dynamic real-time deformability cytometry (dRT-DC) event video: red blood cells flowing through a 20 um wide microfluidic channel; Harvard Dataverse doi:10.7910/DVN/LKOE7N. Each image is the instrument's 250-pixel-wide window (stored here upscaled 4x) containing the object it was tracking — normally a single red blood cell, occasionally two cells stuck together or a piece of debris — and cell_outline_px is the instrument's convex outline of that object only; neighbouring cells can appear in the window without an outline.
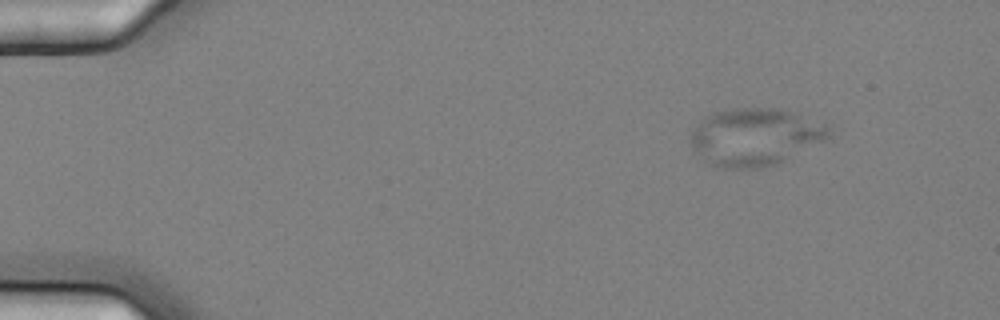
{"species": "common noctule bat (a hibernating species)", "species_latin": "Nyctalus noctula", "temperature_condition": "cold", "stored_images_in_passage": 5, "camera_frame_rate_fps": 3000, "um_per_image_px": 0.085, "animal": {"sex": "female", "body_mass_g": 25.1}, "frame": {"image": 1, "passage_image": 1, "time_ms": 0.0, "image_size_px": [1000, 320], "cell_outline_px": [[828, 136], [824, 140], [776, 164], [760, 168], [716, 168], [692, 148], [688, 140], [692, 132], [700, 120], [704, 116], [712, 112], [740, 108], [780, 108], [792, 112], [824, 124], [828, 128]], "centroid_in_image_um": [64.1, 11.63], "position_along_channel_um": 20.9, "area_um2": 45.72}}